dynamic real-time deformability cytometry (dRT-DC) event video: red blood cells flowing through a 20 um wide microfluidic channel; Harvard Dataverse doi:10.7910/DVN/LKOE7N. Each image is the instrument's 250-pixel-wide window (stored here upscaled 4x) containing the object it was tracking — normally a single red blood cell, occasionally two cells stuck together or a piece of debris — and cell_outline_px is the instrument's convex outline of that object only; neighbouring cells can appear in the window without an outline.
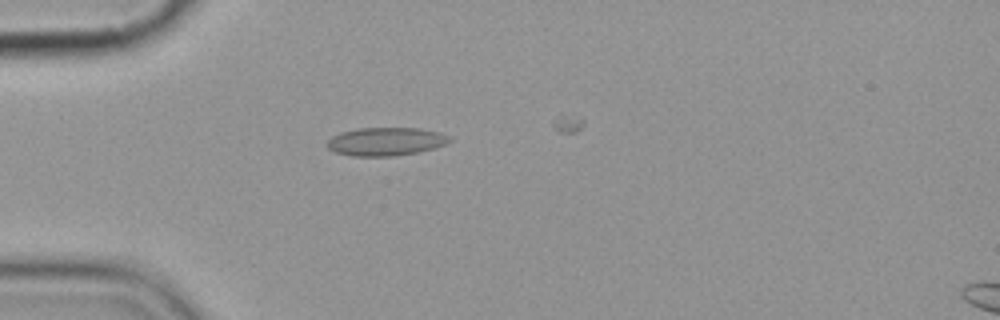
{"species": "common noctule bat (a hibernating species)", "species_latin": "Nyctalus noctula", "temperature_condition": "cold", "stored_images_in_passage": 5, "camera_frame_rate_fps": 3000, "um_per_image_px": 0.085, "animal": {"sex": "female", "body_mass_g": 19.9}, "frame": {"image": 1, "passage_image": 3, "time_ms": 3.333, "image_size_px": [1000, 320], "cell_outline_px": [[452, 140], [448, 144], [436, 148], [396, 156], [352, 156], [336, 152], [328, 148], [328, 140], [332, 136], [340, 132], [356, 128], [420, 128], [440, 132], [448, 136]], "centroid_in_image_um": [32.82, 12.02], "position_along_channel_um": 52.2, "area_um2": 20.29}}